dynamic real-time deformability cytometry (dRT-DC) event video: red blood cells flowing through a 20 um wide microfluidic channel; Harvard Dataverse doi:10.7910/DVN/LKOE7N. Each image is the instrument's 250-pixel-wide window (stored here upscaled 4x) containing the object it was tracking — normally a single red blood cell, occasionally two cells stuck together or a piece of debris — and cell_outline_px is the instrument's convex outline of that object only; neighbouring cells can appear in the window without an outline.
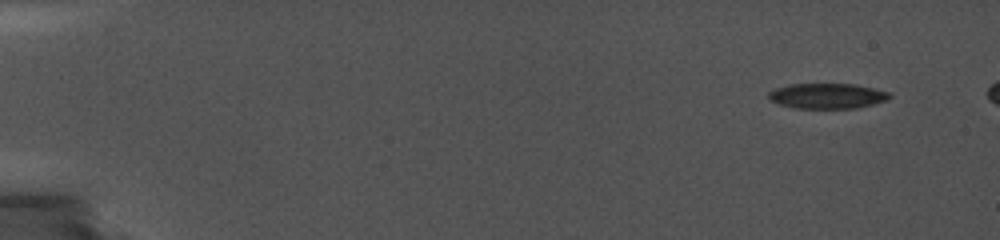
{"species": "common noctule bat (a hibernating species)", "species_latin": "Nyctalus noctula", "temperature_condition": "cold", "stored_images_in_passage": 51, "camera_frame_rate_fps": 5000, "um_per_image_px": 0.085, "animal": {"sex": "female", "body_mass_g": 19.0, "forearm_length_mm": 56.7}, "frame": {"image": 1, "passage_image": 5, "time_ms": 1.2, "image_size_px": [1000, 240], "cell_outline_px": [[892, 96], [888, 100], [856, 108], [796, 108], [780, 104], [768, 100], [768, 92], [776, 88], [788, 84], [856, 84], [892, 92]], "centroid_in_image_um": [70.34, 8.15], "position_along_channel_um": 14.7, "area_um2": 17.98}}
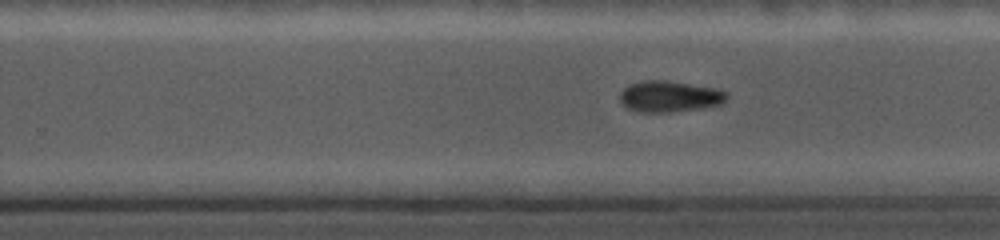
{"frame": {"image": 2, "passage_image": 40, "time_ms": 12.2, "image_size_px": [1000, 240], "cell_outline_px": [[728, 96], [720, 104], [700, 108], [668, 112], [640, 112], [628, 108], [620, 100], [620, 92], [628, 84], [640, 80], [664, 80], [716, 88], [728, 92]], "centroid_in_image_um": [56.89, 8.18], "position_along_channel_um": 272.9, "area_um2": 19.31}}
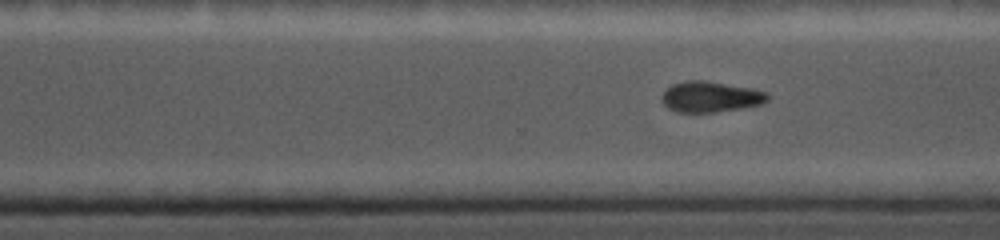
{"frame": {"image": 3, "passage_image": 45, "time_ms": 13.2, "image_size_px": [1000, 240], "cell_outline_px": [[768, 100], [760, 104], [740, 108], [716, 112], [676, 112], [668, 108], [664, 104], [660, 96], [672, 84], [684, 80], [704, 80], [752, 88], [768, 92]], "centroid_in_image_um": [60.37, 8.22], "position_along_channel_um": 310.2, "area_um2": 18.96}}